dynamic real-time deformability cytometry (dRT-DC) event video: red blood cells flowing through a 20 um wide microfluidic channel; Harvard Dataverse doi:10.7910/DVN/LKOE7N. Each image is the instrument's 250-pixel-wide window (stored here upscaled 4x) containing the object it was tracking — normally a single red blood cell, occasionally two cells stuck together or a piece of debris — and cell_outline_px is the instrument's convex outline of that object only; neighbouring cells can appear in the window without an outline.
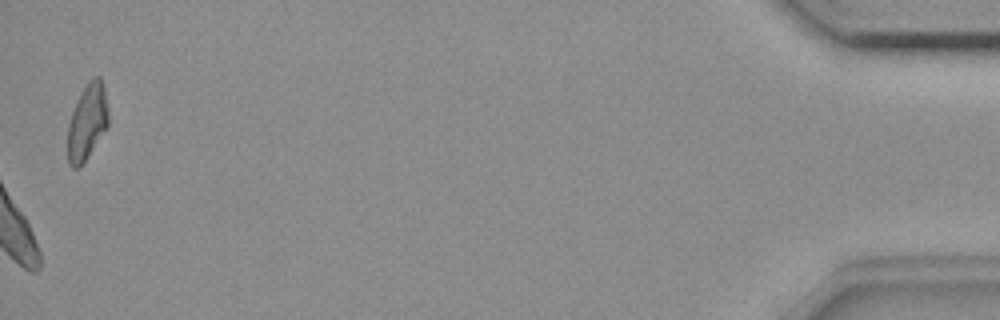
{"species": "common noctule bat (a hibernating species)", "species_latin": "Nyctalus noctula", "temperature_condition": "room temperature", "stored_images_in_passage": 54, "camera_frame_rate_fps": 3000, "um_per_image_px": 0.085, "animal": {"sex": "female", "body_mass_g": 18.4}, "frame": {"image": 1, "passage_image": 54, "time_ms": 17.667, "image_size_px": [1000, 320], "cell_outline_px": [[108, 128], [88, 156], [76, 168], [72, 168], [68, 164], [68, 124], [76, 100], [80, 92], [88, 80], [92, 76], [100, 76], [104, 88], [108, 112]], "centroid_in_image_um": [7.42, 10.32], "position_along_channel_um": 427.8, "area_um2": 18.09}}